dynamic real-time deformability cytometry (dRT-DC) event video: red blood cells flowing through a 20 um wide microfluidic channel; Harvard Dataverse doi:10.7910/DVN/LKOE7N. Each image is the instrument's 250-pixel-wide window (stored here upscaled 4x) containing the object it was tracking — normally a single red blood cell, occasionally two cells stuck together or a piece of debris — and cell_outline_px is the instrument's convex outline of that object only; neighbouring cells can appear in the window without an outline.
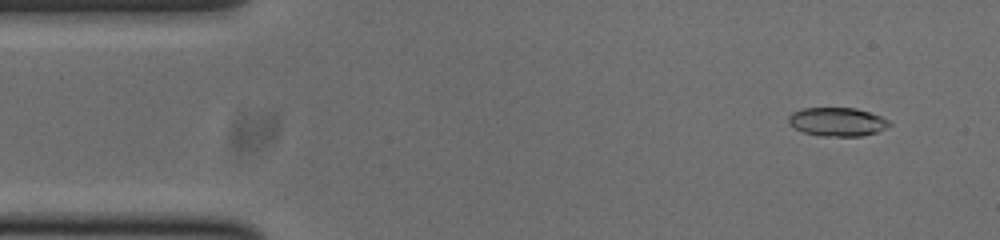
{"species": "common noctule bat (a hibernating species)", "species_latin": "Nyctalus noctula", "temperature_condition": "cold", "stored_images_in_passage": 48, "camera_frame_rate_fps": 3000, "um_per_image_px": 0.085, "animal": {"sex": "male", "body_mass_g": 20.0, "forearm_length_mm": 53.3}, "frame": {"image": 1, "passage_image": 4, "time_ms": 1.0, "image_size_px": [1000, 240], "cell_outline_px": [[892, 124], [876, 132], [860, 136], [820, 136], [804, 132], [792, 128], [788, 124], [788, 116], [792, 112], [804, 108], [856, 108], [880, 116], [888, 120]], "centroid_in_image_um": [71.11, 10.35], "position_along_channel_um": 13.9, "area_um2": 16.82}}
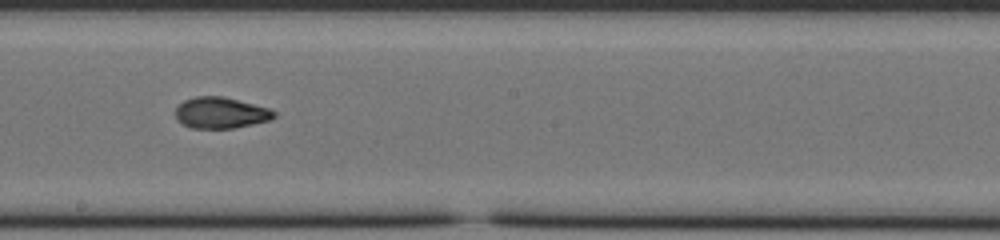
{"frame": {"image": 2, "passage_image": 28, "time_ms": 9.0, "image_size_px": [1000, 240], "cell_outline_px": [[276, 116], [272, 120], [232, 128], [192, 128], [176, 120], [176, 108], [184, 100], [196, 96], [224, 96], [268, 108], [276, 112]], "centroid_in_image_um": [18.77, 9.58], "position_along_channel_um": 229.4, "area_um2": 17.86}}
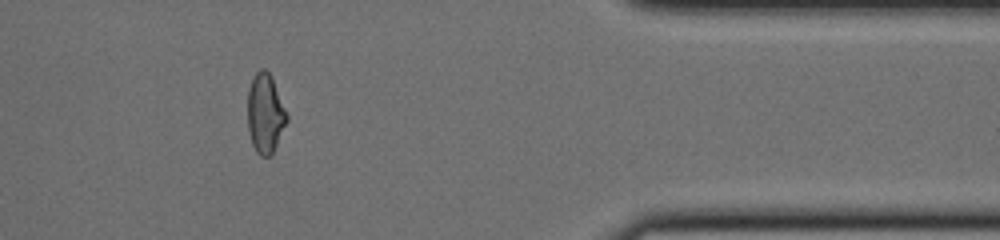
{"frame": {"image": 3, "passage_image": 43, "time_ms": 14.0, "image_size_px": [1000, 240], "cell_outline_px": [[288, 120], [272, 152], [268, 156], [260, 156], [256, 152], [252, 144], [248, 128], [248, 92], [252, 80], [256, 72], [260, 68], [264, 68], [272, 76], [288, 116]], "centroid_in_image_um": [22.54, 9.62], "position_along_channel_um": 388.9, "area_um2": 17.92}}